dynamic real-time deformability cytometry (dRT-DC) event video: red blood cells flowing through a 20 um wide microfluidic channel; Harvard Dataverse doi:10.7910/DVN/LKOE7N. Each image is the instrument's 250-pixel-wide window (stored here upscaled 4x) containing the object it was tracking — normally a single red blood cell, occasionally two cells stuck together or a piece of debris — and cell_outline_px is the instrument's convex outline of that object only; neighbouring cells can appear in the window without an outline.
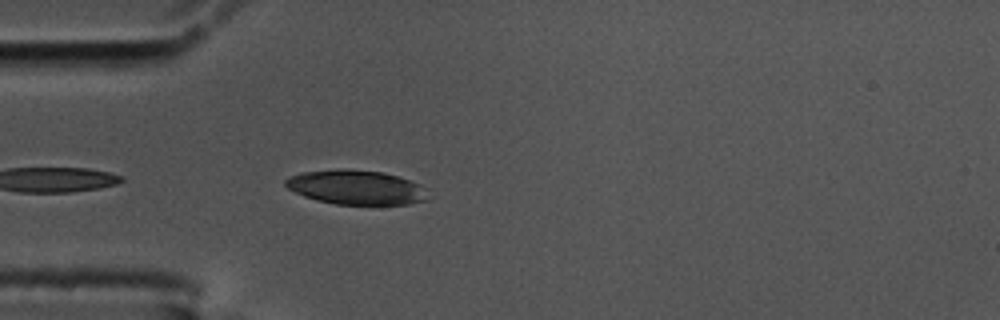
{"species": "common noctule bat (a hibernating species)", "species_latin": "Nyctalus noctula", "temperature_condition": "cold", "stored_images_in_passage": 18, "camera_frame_rate_fps": 3000, "um_per_image_px": 0.085, "animal": {"sex": "male", "body_mass_g": 17.5, "forearm_length_mm": 52.3}, "frame": {"image": 1, "passage_image": 3, "time_ms": 0.667, "image_size_px": [1000, 320], "cell_outline_px": [[428, 200], [408, 204], [336, 204], [316, 200], [304, 196], [288, 188], [284, 184], [284, 180], [292, 176], [304, 172], [336, 168], [344, 168], [380, 172], [396, 176], [420, 184], [428, 188]], "centroid_in_image_um": [30.3, 15.92], "position_along_channel_um": 54.7, "area_um2": 28.55}}
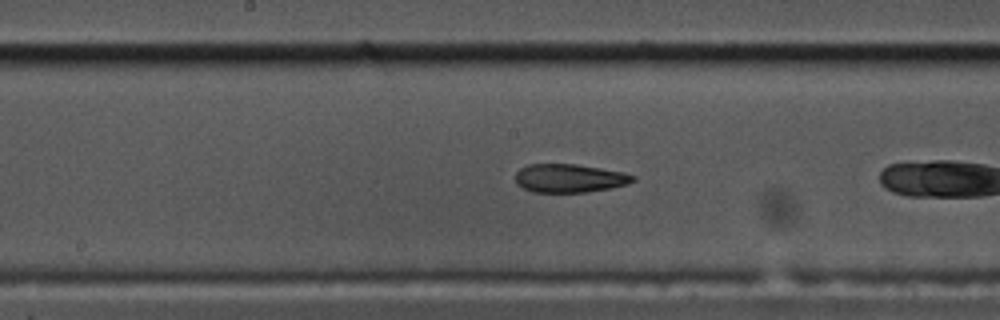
{"frame": {"image": 2, "passage_image": 13, "time_ms": 4.0, "image_size_px": [1000, 320], "cell_outline_px": [[636, 180], [628, 184], [612, 188], [584, 192], [532, 192], [516, 184], [516, 172], [520, 168], [528, 164], [576, 164], [624, 172], [636, 176]], "centroid_in_image_um": [48.42, 15.15], "position_along_channel_um": 199.8, "area_um2": 19.59}}
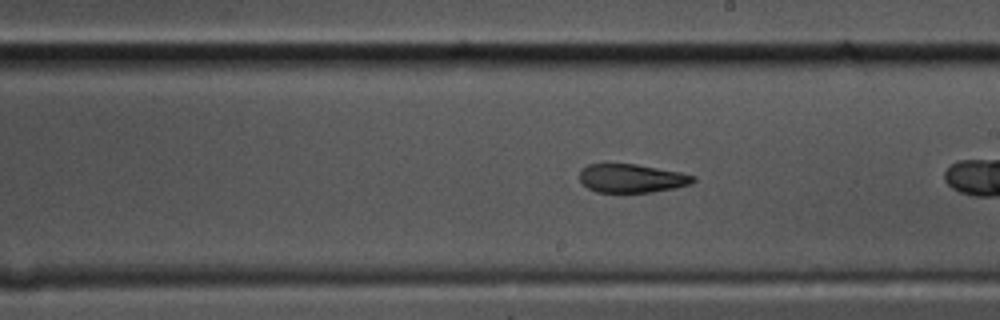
{"frame": {"image": 3, "passage_image": 16, "time_ms": 5.0, "image_size_px": [1000, 320], "cell_outline_px": [[696, 180], [692, 184], [676, 188], [652, 192], [596, 192], [588, 188], [580, 180], [580, 168], [588, 164], [636, 164], [680, 172], [696, 176]], "centroid_in_image_um": [53.72, 15.16], "position_along_channel_um": 235.3, "area_um2": 19.02}}